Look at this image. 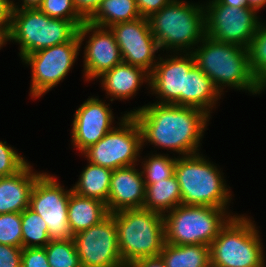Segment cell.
Masks as SVG:
<instances>
[{
  "label": "cell",
  "mask_w": 266,
  "mask_h": 267,
  "mask_svg": "<svg viewBox=\"0 0 266 267\" xmlns=\"http://www.w3.org/2000/svg\"><path fill=\"white\" fill-rule=\"evenodd\" d=\"M128 267H165V264L161 257L157 256L138 259Z\"/></svg>",
  "instance_id": "cell-39"
},
{
  "label": "cell",
  "mask_w": 266,
  "mask_h": 267,
  "mask_svg": "<svg viewBox=\"0 0 266 267\" xmlns=\"http://www.w3.org/2000/svg\"><path fill=\"white\" fill-rule=\"evenodd\" d=\"M247 1H248V7L254 9L255 11L256 9L261 8L266 3V0H247Z\"/></svg>",
  "instance_id": "cell-42"
},
{
  "label": "cell",
  "mask_w": 266,
  "mask_h": 267,
  "mask_svg": "<svg viewBox=\"0 0 266 267\" xmlns=\"http://www.w3.org/2000/svg\"><path fill=\"white\" fill-rule=\"evenodd\" d=\"M23 248L0 244V267H22Z\"/></svg>",
  "instance_id": "cell-35"
},
{
  "label": "cell",
  "mask_w": 266,
  "mask_h": 267,
  "mask_svg": "<svg viewBox=\"0 0 266 267\" xmlns=\"http://www.w3.org/2000/svg\"><path fill=\"white\" fill-rule=\"evenodd\" d=\"M43 0H24V4L20 9H37Z\"/></svg>",
  "instance_id": "cell-41"
},
{
  "label": "cell",
  "mask_w": 266,
  "mask_h": 267,
  "mask_svg": "<svg viewBox=\"0 0 266 267\" xmlns=\"http://www.w3.org/2000/svg\"><path fill=\"white\" fill-rule=\"evenodd\" d=\"M203 48L193 52L195 64L213 81L257 93L263 86L251 73L248 48L203 37ZM221 82V83H219ZM217 84V85H216Z\"/></svg>",
  "instance_id": "cell-3"
},
{
  "label": "cell",
  "mask_w": 266,
  "mask_h": 267,
  "mask_svg": "<svg viewBox=\"0 0 266 267\" xmlns=\"http://www.w3.org/2000/svg\"><path fill=\"white\" fill-rule=\"evenodd\" d=\"M107 205L100 200L80 196L73 191L68 201V223L72 235L100 223L109 215Z\"/></svg>",
  "instance_id": "cell-20"
},
{
  "label": "cell",
  "mask_w": 266,
  "mask_h": 267,
  "mask_svg": "<svg viewBox=\"0 0 266 267\" xmlns=\"http://www.w3.org/2000/svg\"><path fill=\"white\" fill-rule=\"evenodd\" d=\"M113 170L90 163L82 172L80 182L73 192L88 198H94L107 205Z\"/></svg>",
  "instance_id": "cell-25"
},
{
  "label": "cell",
  "mask_w": 266,
  "mask_h": 267,
  "mask_svg": "<svg viewBox=\"0 0 266 267\" xmlns=\"http://www.w3.org/2000/svg\"><path fill=\"white\" fill-rule=\"evenodd\" d=\"M81 267H127L120 256L117 227L109 214L73 236Z\"/></svg>",
  "instance_id": "cell-12"
},
{
  "label": "cell",
  "mask_w": 266,
  "mask_h": 267,
  "mask_svg": "<svg viewBox=\"0 0 266 267\" xmlns=\"http://www.w3.org/2000/svg\"><path fill=\"white\" fill-rule=\"evenodd\" d=\"M194 7L173 0L149 18L151 32L161 47H189L206 36V14ZM202 34V35H201Z\"/></svg>",
  "instance_id": "cell-8"
},
{
  "label": "cell",
  "mask_w": 266,
  "mask_h": 267,
  "mask_svg": "<svg viewBox=\"0 0 266 267\" xmlns=\"http://www.w3.org/2000/svg\"><path fill=\"white\" fill-rule=\"evenodd\" d=\"M145 69L121 62L112 69L105 71L101 76L103 86L109 94L119 98H129L141 83Z\"/></svg>",
  "instance_id": "cell-22"
},
{
  "label": "cell",
  "mask_w": 266,
  "mask_h": 267,
  "mask_svg": "<svg viewBox=\"0 0 266 267\" xmlns=\"http://www.w3.org/2000/svg\"><path fill=\"white\" fill-rule=\"evenodd\" d=\"M136 0H103L96 12L87 20L88 23L104 28L115 23L138 19ZM104 26V27H103Z\"/></svg>",
  "instance_id": "cell-26"
},
{
  "label": "cell",
  "mask_w": 266,
  "mask_h": 267,
  "mask_svg": "<svg viewBox=\"0 0 266 267\" xmlns=\"http://www.w3.org/2000/svg\"><path fill=\"white\" fill-rule=\"evenodd\" d=\"M206 17V36L223 43H230L248 48L259 22L252 8H235L212 1Z\"/></svg>",
  "instance_id": "cell-13"
},
{
  "label": "cell",
  "mask_w": 266,
  "mask_h": 267,
  "mask_svg": "<svg viewBox=\"0 0 266 267\" xmlns=\"http://www.w3.org/2000/svg\"><path fill=\"white\" fill-rule=\"evenodd\" d=\"M103 0H73L77 12L87 21Z\"/></svg>",
  "instance_id": "cell-37"
},
{
  "label": "cell",
  "mask_w": 266,
  "mask_h": 267,
  "mask_svg": "<svg viewBox=\"0 0 266 267\" xmlns=\"http://www.w3.org/2000/svg\"><path fill=\"white\" fill-rule=\"evenodd\" d=\"M92 29H97V26L86 21L69 42L39 50L23 58L32 67L31 93L34 97L46 93L66 76L78 54L82 39Z\"/></svg>",
  "instance_id": "cell-9"
},
{
  "label": "cell",
  "mask_w": 266,
  "mask_h": 267,
  "mask_svg": "<svg viewBox=\"0 0 266 267\" xmlns=\"http://www.w3.org/2000/svg\"><path fill=\"white\" fill-rule=\"evenodd\" d=\"M44 248L50 267H81L73 238L51 240Z\"/></svg>",
  "instance_id": "cell-28"
},
{
  "label": "cell",
  "mask_w": 266,
  "mask_h": 267,
  "mask_svg": "<svg viewBox=\"0 0 266 267\" xmlns=\"http://www.w3.org/2000/svg\"><path fill=\"white\" fill-rule=\"evenodd\" d=\"M40 174H31L28 163L16 174L0 178V214L22 213Z\"/></svg>",
  "instance_id": "cell-19"
},
{
  "label": "cell",
  "mask_w": 266,
  "mask_h": 267,
  "mask_svg": "<svg viewBox=\"0 0 266 267\" xmlns=\"http://www.w3.org/2000/svg\"><path fill=\"white\" fill-rule=\"evenodd\" d=\"M12 4L9 0H0V28L7 29L8 31L11 26ZM2 25L4 26L2 27Z\"/></svg>",
  "instance_id": "cell-38"
},
{
  "label": "cell",
  "mask_w": 266,
  "mask_h": 267,
  "mask_svg": "<svg viewBox=\"0 0 266 267\" xmlns=\"http://www.w3.org/2000/svg\"><path fill=\"white\" fill-rule=\"evenodd\" d=\"M210 247L213 267H263L257 230L246 218H229Z\"/></svg>",
  "instance_id": "cell-5"
},
{
  "label": "cell",
  "mask_w": 266,
  "mask_h": 267,
  "mask_svg": "<svg viewBox=\"0 0 266 267\" xmlns=\"http://www.w3.org/2000/svg\"><path fill=\"white\" fill-rule=\"evenodd\" d=\"M111 110L98 99H89L75 113L72 139L76 147L85 151L112 130ZM110 129V130H109Z\"/></svg>",
  "instance_id": "cell-15"
},
{
  "label": "cell",
  "mask_w": 266,
  "mask_h": 267,
  "mask_svg": "<svg viewBox=\"0 0 266 267\" xmlns=\"http://www.w3.org/2000/svg\"><path fill=\"white\" fill-rule=\"evenodd\" d=\"M71 192L72 190L65 193L54 178L46 174H41L33 186L29 207L47 224L51 240L73 238L68 223V201Z\"/></svg>",
  "instance_id": "cell-11"
},
{
  "label": "cell",
  "mask_w": 266,
  "mask_h": 267,
  "mask_svg": "<svg viewBox=\"0 0 266 267\" xmlns=\"http://www.w3.org/2000/svg\"><path fill=\"white\" fill-rule=\"evenodd\" d=\"M176 159H169L162 155L152 156L145 163L144 171H146L145 184H152L163 179H168L175 174Z\"/></svg>",
  "instance_id": "cell-32"
},
{
  "label": "cell",
  "mask_w": 266,
  "mask_h": 267,
  "mask_svg": "<svg viewBox=\"0 0 266 267\" xmlns=\"http://www.w3.org/2000/svg\"><path fill=\"white\" fill-rule=\"evenodd\" d=\"M132 114L148 140L186 155L195 154L208 113L193 107L175 104H153Z\"/></svg>",
  "instance_id": "cell-1"
},
{
  "label": "cell",
  "mask_w": 266,
  "mask_h": 267,
  "mask_svg": "<svg viewBox=\"0 0 266 267\" xmlns=\"http://www.w3.org/2000/svg\"><path fill=\"white\" fill-rule=\"evenodd\" d=\"M21 221L22 248L45 247L51 241L47 224L30 207L21 213ZM30 240L34 241V243L30 244Z\"/></svg>",
  "instance_id": "cell-27"
},
{
  "label": "cell",
  "mask_w": 266,
  "mask_h": 267,
  "mask_svg": "<svg viewBox=\"0 0 266 267\" xmlns=\"http://www.w3.org/2000/svg\"><path fill=\"white\" fill-rule=\"evenodd\" d=\"M251 73L264 87L266 86V28L258 29L248 47Z\"/></svg>",
  "instance_id": "cell-29"
},
{
  "label": "cell",
  "mask_w": 266,
  "mask_h": 267,
  "mask_svg": "<svg viewBox=\"0 0 266 267\" xmlns=\"http://www.w3.org/2000/svg\"><path fill=\"white\" fill-rule=\"evenodd\" d=\"M175 175L181 191L182 205L224 208L228 192L216 167L199 155L176 159Z\"/></svg>",
  "instance_id": "cell-7"
},
{
  "label": "cell",
  "mask_w": 266,
  "mask_h": 267,
  "mask_svg": "<svg viewBox=\"0 0 266 267\" xmlns=\"http://www.w3.org/2000/svg\"><path fill=\"white\" fill-rule=\"evenodd\" d=\"M122 55L123 62L145 70L151 67L154 52L159 49L151 32L148 18L115 23L110 26Z\"/></svg>",
  "instance_id": "cell-14"
},
{
  "label": "cell",
  "mask_w": 266,
  "mask_h": 267,
  "mask_svg": "<svg viewBox=\"0 0 266 267\" xmlns=\"http://www.w3.org/2000/svg\"><path fill=\"white\" fill-rule=\"evenodd\" d=\"M111 215L117 227L120 256L127 267L138 259L159 256L165 244L163 214L138 208Z\"/></svg>",
  "instance_id": "cell-2"
},
{
  "label": "cell",
  "mask_w": 266,
  "mask_h": 267,
  "mask_svg": "<svg viewBox=\"0 0 266 267\" xmlns=\"http://www.w3.org/2000/svg\"><path fill=\"white\" fill-rule=\"evenodd\" d=\"M38 9L51 18L72 21L78 28L86 22V20L77 12L73 0H43ZM65 15L67 17H63Z\"/></svg>",
  "instance_id": "cell-30"
},
{
  "label": "cell",
  "mask_w": 266,
  "mask_h": 267,
  "mask_svg": "<svg viewBox=\"0 0 266 267\" xmlns=\"http://www.w3.org/2000/svg\"><path fill=\"white\" fill-rule=\"evenodd\" d=\"M195 65L194 56L173 58L154 66L148 77L157 94H161L164 104L182 106V93H185L186 73Z\"/></svg>",
  "instance_id": "cell-17"
},
{
  "label": "cell",
  "mask_w": 266,
  "mask_h": 267,
  "mask_svg": "<svg viewBox=\"0 0 266 267\" xmlns=\"http://www.w3.org/2000/svg\"><path fill=\"white\" fill-rule=\"evenodd\" d=\"M9 39L21 43V56L69 42L78 27L67 19L51 18L37 9H18L12 5ZM20 11V12H19Z\"/></svg>",
  "instance_id": "cell-4"
},
{
  "label": "cell",
  "mask_w": 266,
  "mask_h": 267,
  "mask_svg": "<svg viewBox=\"0 0 266 267\" xmlns=\"http://www.w3.org/2000/svg\"><path fill=\"white\" fill-rule=\"evenodd\" d=\"M165 267H209L210 247L206 244L171 245L165 243L159 254Z\"/></svg>",
  "instance_id": "cell-23"
},
{
  "label": "cell",
  "mask_w": 266,
  "mask_h": 267,
  "mask_svg": "<svg viewBox=\"0 0 266 267\" xmlns=\"http://www.w3.org/2000/svg\"><path fill=\"white\" fill-rule=\"evenodd\" d=\"M133 166L113 170L107 209L110 214L122 210L143 208L146 186L142 174Z\"/></svg>",
  "instance_id": "cell-16"
},
{
  "label": "cell",
  "mask_w": 266,
  "mask_h": 267,
  "mask_svg": "<svg viewBox=\"0 0 266 267\" xmlns=\"http://www.w3.org/2000/svg\"><path fill=\"white\" fill-rule=\"evenodd\" d=\"M0 244L22 248L21 213L0 214Z\"/></svg>",
  "instance_id": "cell-31"
},
{
  "label": "cell",
  "mask_w": 266,
  "mask_h": 267,
  "mask_svg": "<svg viewBox=\"0 0 266 267\" xmlns=\"http://www.w3.org/2000/svg\"><path fill=\"white\" fill-rule=\"evenodd\" d=\"M26 164L13 149L0 142V178L16 174Z\"/></svg>",
  "instance_id": "cell-33"
},
{
  "label": "cell",
  "mask_w": 266,
  "mask_h": 267,
  "mask_svg": "<svg viewBox=\"0 0 266 267\" xmlns=\"http://www.w3.org/2000/svg\"><path fill=\"white\" fill-rule=\"evenodd\" d=\"M123 120L125 128L112 129L84 151L90 163L112 170L132 166L141 149L142 133L132 114H127Z\"/></svg>",
  "instance_id": "cell-10"
},
{
  "label": "cell",
  "mask_w": 266,
  "mask_h": 267,
  "mask_svg": "<svg viewBox=\"0 0 266 267\" xmlns=\"http://www.w3.org/2000/svg\"><path fill=\"white\" fill-rule=\"evenodd\" d=\"M144 209L159 214L166 208H176L181 205V191L178 179L174 174L168 179H163L152 184H145Z\"/></svg>",
  "instance_id": "cell-24"
},
{
  "label": "cell",
  "mask_w": 266,
  "mask_h": 267,
  "mask_svg": "<svg viewBox=\"0 0 266 267\" xmlns=\"http://www.w3.org/2000/svg\"><path fill=\"white\" fill-rule=\"evenodd\" d=\"M223 209L182 204L172 208L170 215L164 217L165 243L210 246L227 224L223 219L221 221Z\"/></svg>",
  "instance_id": "cell-6"
},
{
  "label": "cell",
  "mask_w": 266,
  "mask_h": 267,
  "mask_svg": "<svg viewBox=\"0 0 266 267\" xmlns=\"http://www.w3.org/2000/svg\"><path fill=\"white\" fill-rule=\"evenodd\" d=\"M6 39H9V31L7 29L0 28V47Z\"/></svg>",
  "instance_id": "cell-43"
},
{
  "label": "cell",
  "mask_w": 266,
  "mask_h": 267,
  "mask_svg": "<svg viewBox=\"0 0 266 267\" xmlns=\"http://www.w3.org/2000/svg\"><path fill=\"white\" fill-rule=\"evenodd\" d=\"M173 0H136L141 17L149 18L153 13L160 11Z\"/></svg>",
  "instance_id": "cell-36"
},
{
  "label": "cell",
  "mask_w": 266,
  "mask_h": 267,
  "mask_svg": "<svg viewBox=\"0 0 266 267\" xmlns=\"http://www.w3.org/2000/svg\"><path fill=\"white\" fill-rule=\"evenodd\" d=\"M219 94L213 81L195 64L186 73L185 93H182V106L204 111V107L214 103Z\"/></svg>",
  "instance_id": "cell-21"
},
{
  "label": "cell",
  "mask_w": 266,
  "mask_h": 267,
  "mask_svg": "<svg viewBox=\"0 0 266 267\" xmlns=\"http://www.w3.org/2000/svg\"><path fill=\"white\" fill-rule=\"evenodd\" d=\"M22 267H50L45 248H23Z\"/></svg>",
  "instance_id": "cell-34"
},
{
  "label": "cell",
  "mask_w": 266,
  "mask_h": 267,
  "mask_svg": "<svg viewBox=\"0 0 266 267\" xmlns=\"http://www.w3.org/2000/svg\"><path fill=\"white\" fill-rule=\"evenodd\" d=\"M97 28L100 30L94 32L85 49V72L91 79L123 62L114 34Z\"/></svg>",
  "instance_id": "cell-18"
},
{
  "label": "cell",
  "mask_w": 266,
  "mask_h": 267,
  "mask_svg": "<svg viewBox=\"0 0 266 267\" xmlns=\"http://www.w3.org/2000/svg\"><path fill=\"white\" fill-rule=\"evenodd\" d=\"M222 4L235 7V8H244L248 7V1L247 0H219Z\"/></svg>",
  "instance_id": "cell-40"
}]
</instances>
